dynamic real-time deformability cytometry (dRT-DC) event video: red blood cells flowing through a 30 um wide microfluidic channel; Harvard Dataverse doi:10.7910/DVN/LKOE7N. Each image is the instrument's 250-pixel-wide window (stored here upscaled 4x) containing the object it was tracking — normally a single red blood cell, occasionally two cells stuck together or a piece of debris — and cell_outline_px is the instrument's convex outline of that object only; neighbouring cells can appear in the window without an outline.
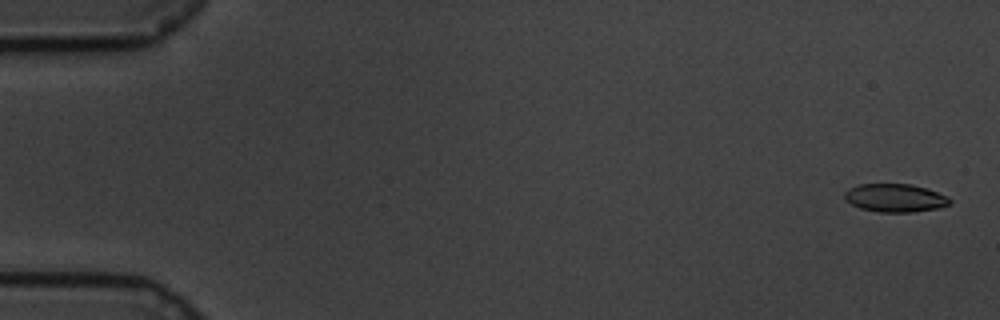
{"species": "common noctule bat (a hibernating species)", "species_latin": "Nyctalus noctula", "temperature_condition": "cold", "stored_images_in_passage": 60, "camera_frame_rate_fps": 3000, "um_per_image_px": 0.085, "animal": {"sex": "male", "body_mass_g": 19.5, "forearm_length_mm": 54.6}, "frame": {"image": 1, "passage_image": 2, "time_ms": 0.333, "image_size_px": [1000, 320], "cell_outline_px": [[952, 204], [940, 208], [912, 212], [876, 212], [860, 208], [844, 200], [844, 192], [848, 188], [860, 184], [912, 184], [948, 196], [952, 200]], "centroid_in_image_um": [76.08, 16.83], "position_along_channel_um": 8.9, "area_um2": 17.46}}
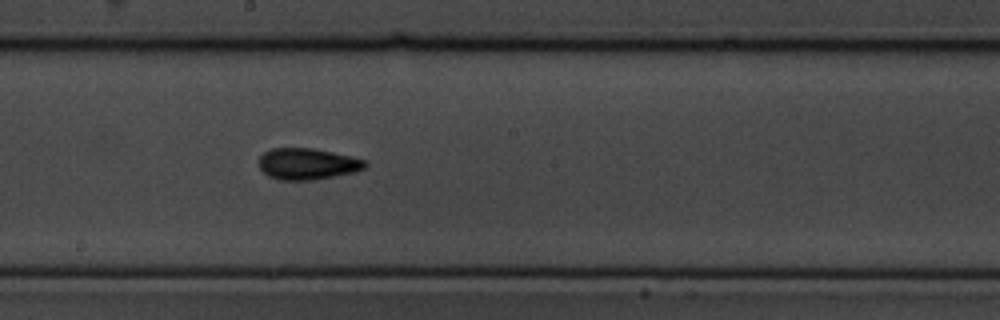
{"frame": {"image": 2, "passage_image": 33, "time_ms": 10.667, "image_size_px": [1000, 320], "cell_outline_px": [[368, 164], [364, 168], [356, 172], [312, 180], [280, 180], [268, 176], [260, 168], [260, 156], [264, 152], [272, 148], [312, 148], [332, 152], [368, 160]], "centroid_in_image_um": [26.16, 13.93], "position_along_channel_um": 222.0, "area_um2": 19.42}}
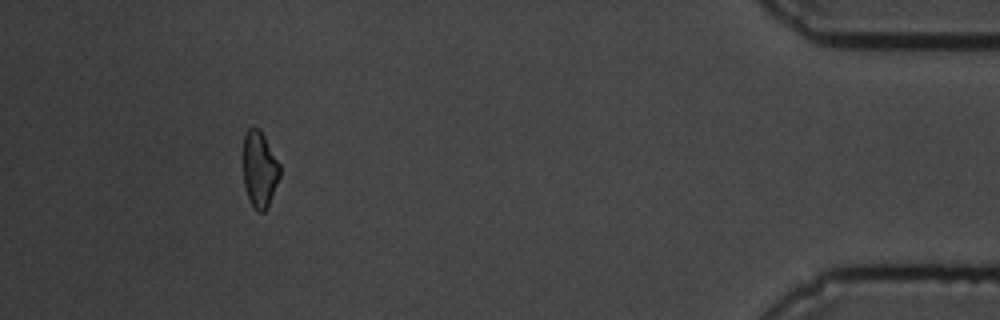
{"frame": {"image": 3, "passage_image": 55, "time_ms": 18.0, "image_size_px": [1000, 320], "cell_outline_px": [[280, 176], [268, 204], [264, 212], [256, 212], [248, 196], [244, 184], [244, 136], [248, 128], [252, 124], [260, 128], [280, 164]], "centroid_in_image_um": [22.06, 14.33], "position_along_channel_um": 413.1, "area_um2": 16.18}, "authors_computed_cell_mechanics": {"area_um2": 18.0625, "velocity_mm_per_s": 3.4101, "shape_relaxation_time_tau1_ms": 3.7017, "shape_relaxation_time_tau2_ms": 3.9353, "deformation_change_tau1": 0.1154, "deformation_change_tau2": 0.1016}}